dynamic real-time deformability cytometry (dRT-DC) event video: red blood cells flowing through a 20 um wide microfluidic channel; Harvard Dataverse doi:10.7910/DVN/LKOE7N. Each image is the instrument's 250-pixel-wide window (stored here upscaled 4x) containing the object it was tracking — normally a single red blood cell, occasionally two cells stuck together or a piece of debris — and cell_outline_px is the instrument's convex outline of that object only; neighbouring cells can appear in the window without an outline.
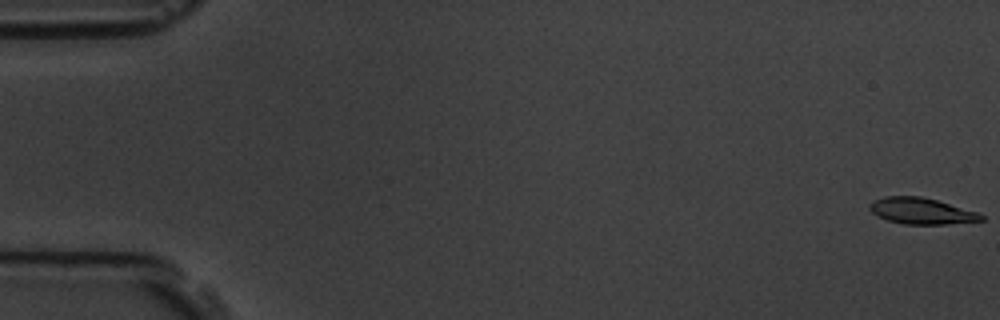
{"species": "common noctule bat (a hibernating species)", "species_latin": "Nyctalus noctula", "temperature_condition": "room temperature", "stored_images_in_passage": 10, "camera_frame_rate_fps": 3000, "um_per_image_px": 0.085, "animal": {"sex": "male", "body_mass_g": 19.5, "forearm_length_mm": 54.6}, "frame": {"image": 1, "passage_image": 1, "time_ms": 0.0, "image_size_px": [1000, 320], "cell_outline_px": [[984, 220], [948, 224], [904, 224], [888, 220], [872, 212], [868, 208], [868, 204], [872, 200], [884, 196], [920, 196], [936, 200], [976, 212], [984, 216]], "centroid_in_image_um": [78.27, 17.93], "position_along_channel_um": 6.7, "area_um2": 16.88}}
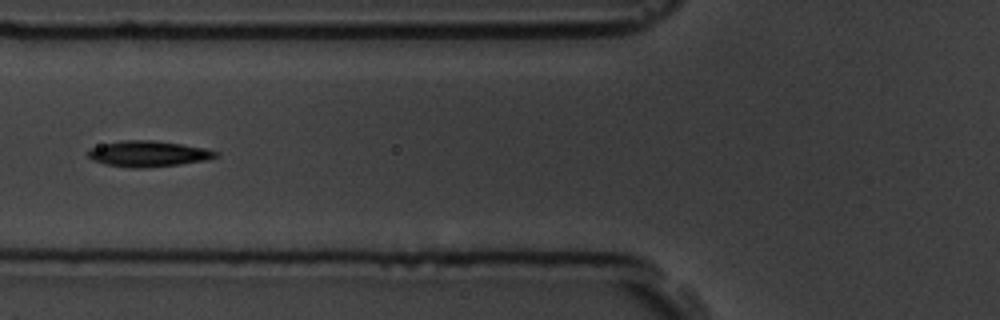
{"frame": {"image": 2, "passage_image": 7, "time_ms": 7.0, "image_size_px": [1000, 320], "cell_outline_px": [[220, 156], [204, 160], [180, 164], [144, 168], [132, 168], [108, 164], [92, 160], [88, 156], [88, 148], [120, 140], [152, 140], [180, 144], [204, 148], [220, 152]], "centroid_in_image_um": [12.6, 13.07], "position_along_channel_um": 113.2, "area_um2": 19.13}}
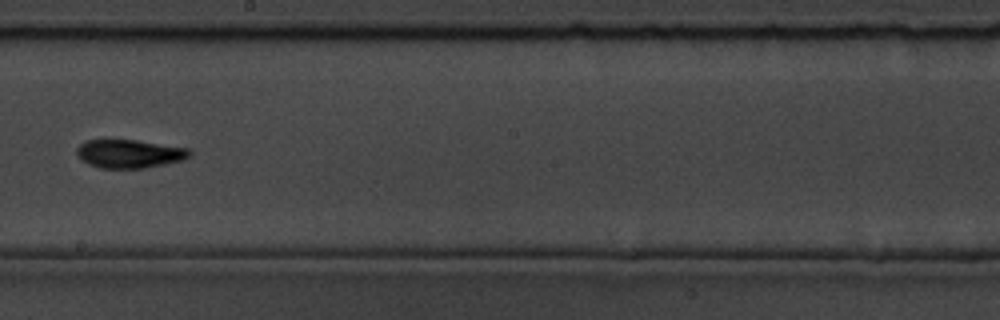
{"frame": {"image": 3, "passage_image": 10, "time_ms": 10.333, "image_size_px": [1000, 320], "cell_outline_px": [[192, 156], [184, 160], [144, 168], [100, 168], [88, 164], [80, 160], [76, 156], [76, 148], [80, 144], [88, 140], [136, 140], [188, 148], [192, 152]], "centroid_in_image_um": [10.99, 13.07], "position_along_channel_um": 237.2, "area_um2": 18.84}}